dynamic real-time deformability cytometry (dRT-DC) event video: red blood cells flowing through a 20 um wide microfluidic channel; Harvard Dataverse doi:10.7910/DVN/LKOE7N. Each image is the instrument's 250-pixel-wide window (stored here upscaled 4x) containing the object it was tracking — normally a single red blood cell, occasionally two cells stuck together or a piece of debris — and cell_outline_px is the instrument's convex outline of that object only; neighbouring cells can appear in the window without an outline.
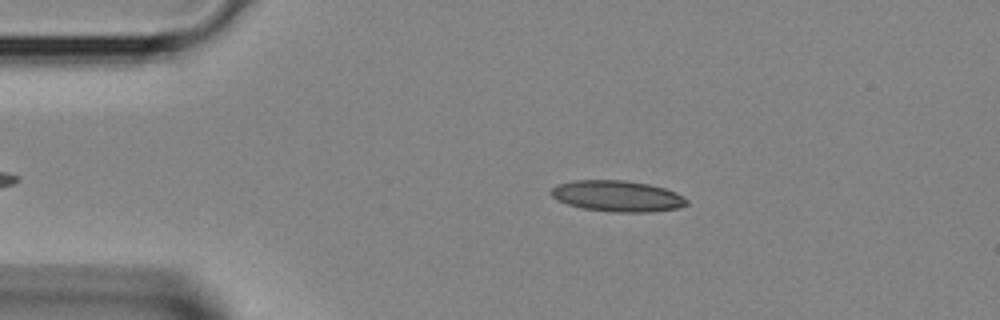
{"species": "Egyptian fruit bat (a non-hibernating species)", "species_latin": "Rousettus aegyptiacus", "temperature_condition": "room temperature", "stored_images_in_passage": 30, "camera_frame_rate_fps": 3000, "um_per_image_px": 0.085, "animal": {"sex": "female"}, "frame": {"image": 1, "passage_image": 4, "time_ms": 1.0, "image_size_px": [1000, 320], "cell_outline_px": [[688, 204], [676, 208], [652, 212], [612, 212], [580, 208], [556, 200], [548, 192], [556, 184], [576, 180], [624, 180], [648, 184], [664, 188], [676, 192], [688, 200]], "centroid_in_image_um": [52.44, 16.67], "position_along_channel_um": 32.6, "area_um2": 24.68}}
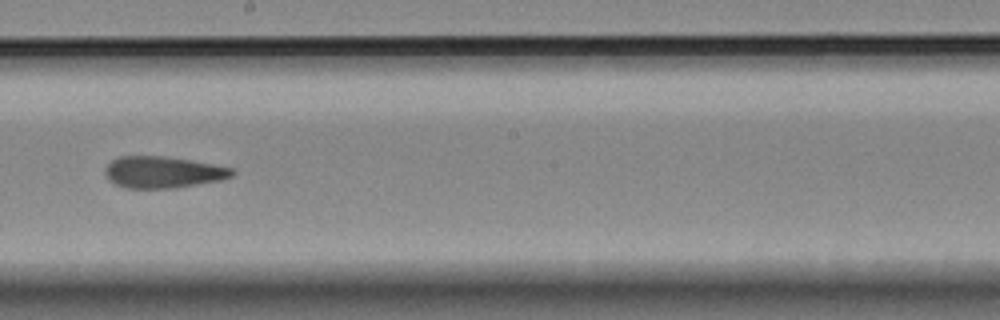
{"frame": {"image": 2, "passage_image": 18, "time_ms": 5.667, "image_size_px": [1000, 320], "cell_outline_px": [[236, 172], [232, 176], [220, 180], [176, 188], [128, 188], [116, 184], [108, 180], [104, 172], [104, 168], [112, 160], [120, 156], [164, 156], [192, 160], [232, 168]], "centroid_in_image_um": [13.84, 14.63], "position_along_channel_um": 234.4, "area_um2": 23.41}}
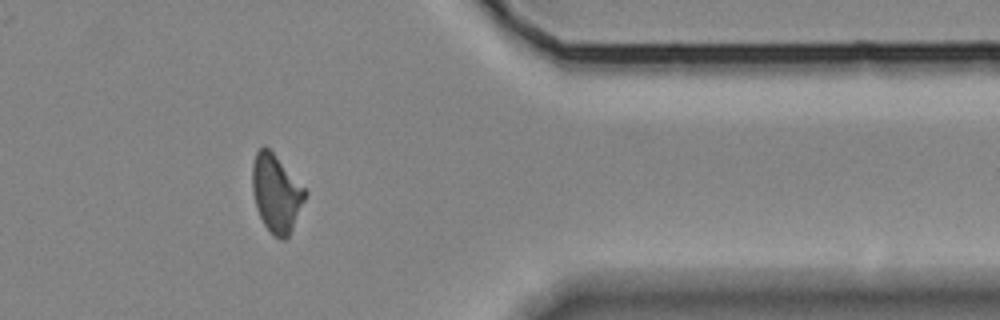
{"frame": {"image": 3, "passage_image": 28, "time_ms": 9.0, "image_size_px": [1000, 320], "cell_outline_px": [[308, 192], [292, 228], [288, 236], [284, 240], [280, 240], [264, 224], [256, 208], [252, 192], [252, 164], [256, 152], [264, 144], [272, 152]], "centroid_in_image_um": [23.45, 16.41], "position_along_channel_um": 387.9, "area_um2": 23.47}}